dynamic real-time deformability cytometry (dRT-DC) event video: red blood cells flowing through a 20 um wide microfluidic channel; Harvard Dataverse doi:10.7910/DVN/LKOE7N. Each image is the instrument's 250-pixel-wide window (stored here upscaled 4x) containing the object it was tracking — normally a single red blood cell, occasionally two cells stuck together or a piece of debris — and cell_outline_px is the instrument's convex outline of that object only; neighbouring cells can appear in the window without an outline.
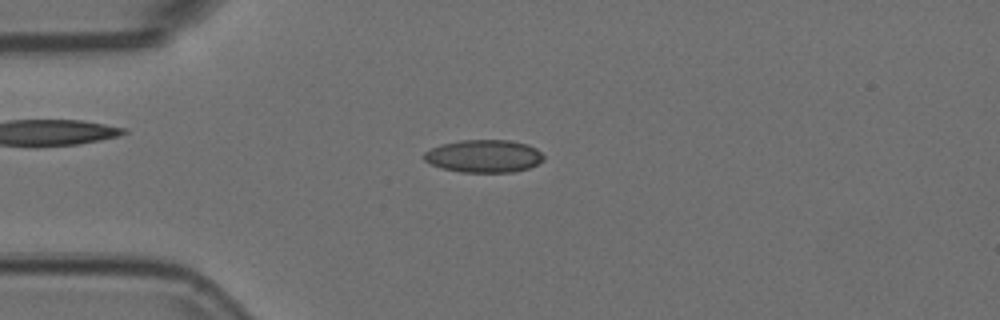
{"species": "Egyptian fruit bat (a non-hibernating species)", "species_latin": "Rousettus aegyptiacus", "temperature_condition": "room temperature", "stored_images_in_passage": 54, "camera_frame_rate_fps": 3000, "um_per_image_px": 0.085, "animal": {"sex": "female"}, "frame": {"image": 1, "passage_image": 14, "time_ms": 4.333, "image_size_px": [1000, 320], "cell_outline_px": [[544, 160], [528, 168], [512, 172], [460, 172], [440, 168], [424, 160], [424, 152], [440, 144], [460, 140], [508, 140], [528, 144], [536, 148], [544, 156]], "centroid_in_image_um": [41.12, 13.26], "position_along_channel_um": 43.9, "area_um2": 22.83}}
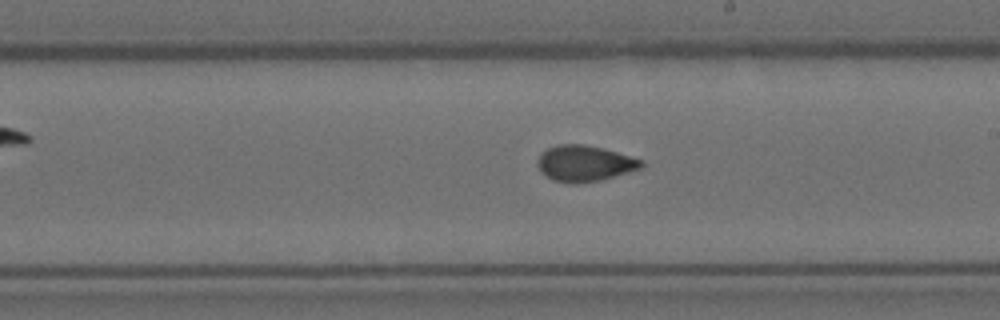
{"frame": {"image": 2, "passage_image": 31, "time_ms": 10.0, "image_size_px": [1000, 320], "cell_outline_px": [[644, 168], [600, 180], [576, 184], [572, 184], [552, 180], [544, 176], [540, 172], [536, 164], [536, 160], [540, 152], [548, 148], [560, 144], [584, 144], [604, 148], [644, 160]], "centroid_in_image_um": [49.67, 13.89], "position_along_channel_um": 239.3, "area_um2": 22.25}}
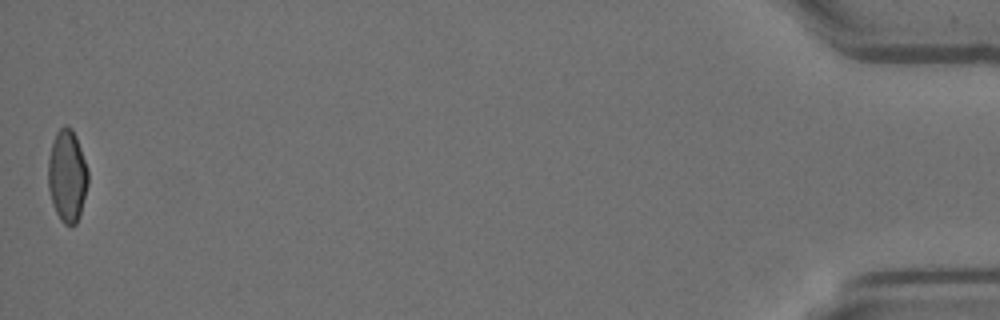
{"frame": {"image": 3, "passage_image": 54, "time_ms": 17.667, "image_size_px": [1000, 320], "cell_outline_px": [[88, 184], [80, 212], [76, 224], [72, 228], [64, 224], [60, 220], [52, 204], [48, 188], [48, 160], [52, 144], [56, 132], [64, 124], [68, 124], [72, 128], [76, 136], [88, 172]], "centroid_in_image_um": [5.7, 14.96], "position_along_channel_um": 429.5, "area_um2": 21.5}, "authors_computed_cell_mechanics": {"area_um2": 21.5883, "velocity_mm_per_s": 3.7699, "shape_relaxation_time_tau1_ms": 8.2457, "shape_relaxation_time_tau2_ms": 1.2153, "deformation_change_tau1": 0.1848, "deformation_change_tau2": 0.0598}}